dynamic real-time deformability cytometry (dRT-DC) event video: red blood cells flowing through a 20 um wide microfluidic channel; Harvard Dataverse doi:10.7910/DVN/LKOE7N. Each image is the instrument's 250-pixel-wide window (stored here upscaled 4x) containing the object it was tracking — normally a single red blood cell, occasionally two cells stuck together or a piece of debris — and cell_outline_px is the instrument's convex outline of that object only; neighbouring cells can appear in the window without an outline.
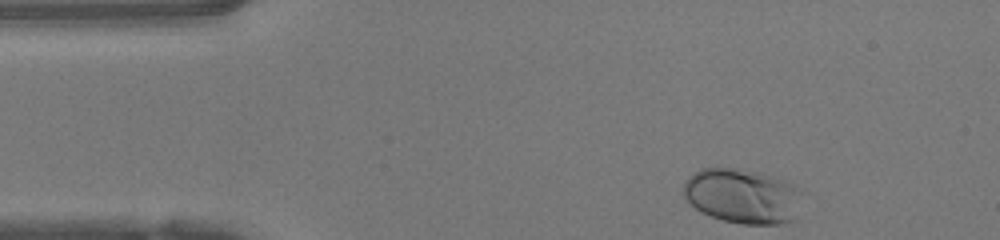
{"species": "human", "species_latin": "Homo sapiens", "temperature_condition": "warm", "stored_images_in_passage": 33, "camera_frame_rate_fps": 3000, "um_per_image_px": 0.085, "donor": {"sex": "female"}, "frame": {"image": 1, "passage_image": 1, "time_ms": 0.0, "image_size_px": [1000, 240], "cell_outline_px": [[804, 192], [796, 220], [780, 224], [744, 224], [724, 220], [700, 212], [684, 196], [684, 184], [700, 168], [736, 168], [760, 172], [784, 180], [792, 184]], "centroid_in_image_um": [63.19, 16.67], "position_along_channel_um": 21.8, "area_um2": 38.09}}
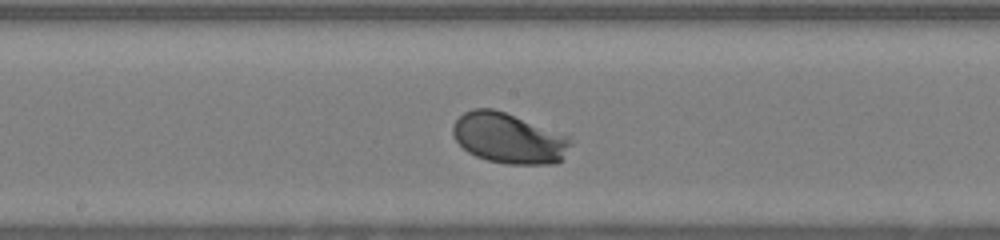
{"frame": {"image": 2, "passage_image": 19, "time_ms": 6.0, "image_size_px": [1000, 240], "cell_outline_px": [[572, 144], [560, 160], [556, 164], [508, 164], [488, 160], [476, 156], [468, 152], [456, 140], [452, 132], [452, 128], [456, 120], [464, 112], [472, 108], [492, 108], [504, 112], [568, 136], [572, 140]], "centroid_in_image_um": [43.23, 11.75], "position_along_channel_um": 205.0, "area_um2": 34.22}}
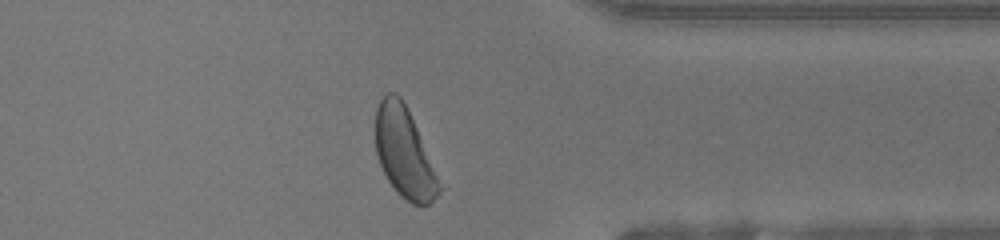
{"frame": {"image": 3, "passage_image": 32, "time_ms": 10.333, "image_size_px": [1000, 240], "cell_outline_px": [[444, 188], [428, 204], [412, 204], [400, 196], [396, 192], [388, 180], [380, 164], [376, 152], [376, 108], [380, 100], [388, 92], [396, 92], [400, 96], [416, 128]], "centroid_in_image_um": [34.37, 13.01], "position_along_channel_um": 377.0, "area_um2": 32.95}, "authors_computed_cell_mechanics": {"area_um2": 34.102, "velocity_mm_per_s": 4.2009, "shape_relaxation_time_tau1_ms": 1.3788, "shape_relaxation_time_tau2_ms": null, "deformation_change_tau1": 0.1031, "deformation_change_tau2": null}}